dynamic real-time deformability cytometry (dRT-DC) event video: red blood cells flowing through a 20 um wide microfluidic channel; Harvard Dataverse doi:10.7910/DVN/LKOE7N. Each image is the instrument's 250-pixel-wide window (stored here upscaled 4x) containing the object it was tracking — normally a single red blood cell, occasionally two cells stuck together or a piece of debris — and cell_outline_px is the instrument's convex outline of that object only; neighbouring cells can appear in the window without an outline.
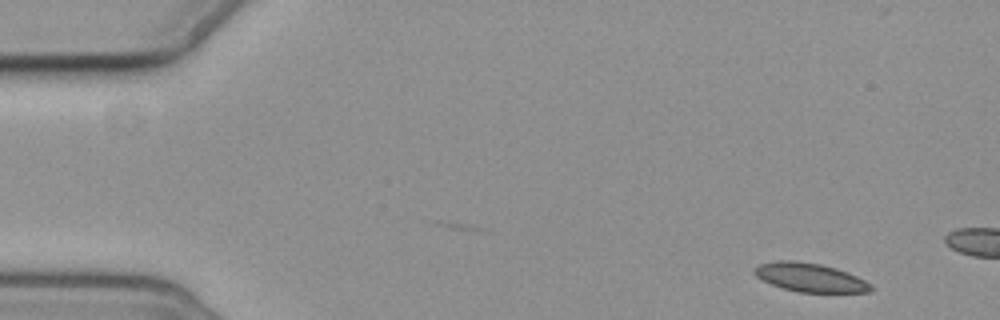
{"species": "common noctule bat (a hibernating species)", "species_latin": "Nyctalus noctula", "temperature_condition": "cold", "stored_images_in_passage": 4, "camera_frame_rate_fps": 3000, "um_per_image_px": 0.085, "animal": {"sex": "female", "body_mass_g": 19.3, "forearm_length_mm": 54.1}, "frame": {"image": 1, "passage_image": 1, "time_ms": 0.0, "image_size_px": [1000, 320], "cell_outline_px": [[876, 288], [872, 292], [800, 292], [784, 288], [772, 284], [756, 276], [752, 272], [752, 268], [760, 264], [776, 260], [796, 260], [820, 264], [836, 268], [848, 272], [872, 284]], "centroid_in_image_um": [68.88, 23.57], "position_along_channel_um": 16.1, "area_um2": 19.59}}